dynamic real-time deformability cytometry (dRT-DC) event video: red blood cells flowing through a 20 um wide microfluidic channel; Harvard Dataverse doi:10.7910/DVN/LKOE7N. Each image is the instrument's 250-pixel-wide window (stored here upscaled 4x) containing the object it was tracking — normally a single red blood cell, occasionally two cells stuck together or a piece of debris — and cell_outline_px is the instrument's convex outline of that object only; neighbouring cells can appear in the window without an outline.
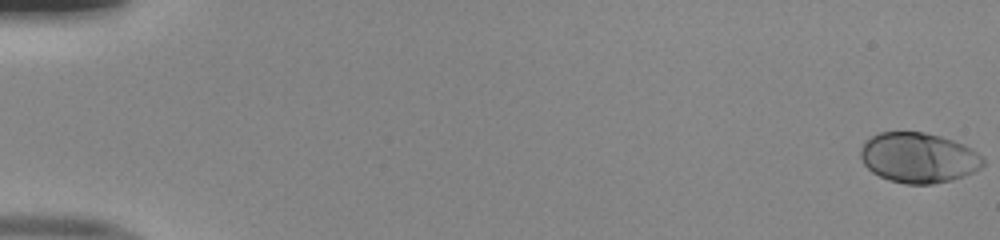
{"species": "human", "species_latin": "Homo sapiens", "temperature_condition": "room temperature", "stored_images_in_passage": 53, "camera_frame_rate_fps": 3000, "um_per_image_px": 0.085, "donor": {"sex": "male"}, "frame": {"image": 1, "passage_image": 1, "time_ms": 0.0, "image_size_px": [1000, 240], "cell_outline_px": [[984, 164], [980, 168], [972, 172], [952, 180], [932, 184], [904, 184], [888, 180], [872, 172], [864, 164], [860, 156], [860, 148], [864, 140], [880, 132], [924, 132], [940, 136], [964, 144], [972, 148], [984, 160]], "centroid_in_image_um": [78.04, 13.4], "position_along_channel_um": 7.0, "area_um2": 35.89}}
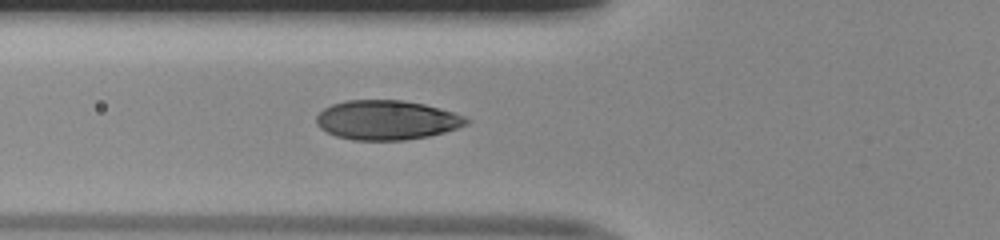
{"frame": {"image": 2, "passage_image": 21, "time_ms": 6.667, "image_size_px": [1000, 240], "cell_outline_px": [[472, 120], [468, 124], [444, 132], [428, 136], [404, 140], [352, 140], [336, 136], [320, 128], [316, 124], [316, 116], [324, 108], [332, 104], [344, 100], [404, 100], [424, 104], [452, 112], [464, 116]], "centroid_in_image_um": [32.86, 10.2], "position_along_channel_um": 92.9, "area_um2": 34.51}}
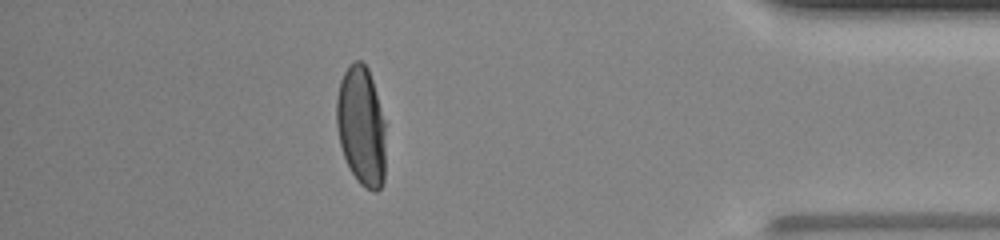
{"frame": {"image": 3, "passage_image": 47, "time_ms": 15.333, "image_size_px": [1000, 240], "cell_outline_px": [[384, 180], [380, 188], [376, 192], [372, 192], [364, 188], [360, 184], [352, 172], [344, 156], [340, 144], [336, 124], [336, 100], [340, 80], [344, 72], [356, 60], [360, 60], [368, 68], [372, 80], [384, 120]], "centroid_in_image_um": [30.7, 10.74], "position_along_channel_um": 404.5, "area_um2": 33.93}, "authors_computed_cell_mechanics": {"area_um2": 35.0846, "velocity_mm_per_s": 4.0032, "shape_relaxation_time_tau1_ms": 3.5588, "shape_relaxation_time_tau2_ms": null, "deformation_change_tau1": 0.194, "deformation_change_tau2": null}}